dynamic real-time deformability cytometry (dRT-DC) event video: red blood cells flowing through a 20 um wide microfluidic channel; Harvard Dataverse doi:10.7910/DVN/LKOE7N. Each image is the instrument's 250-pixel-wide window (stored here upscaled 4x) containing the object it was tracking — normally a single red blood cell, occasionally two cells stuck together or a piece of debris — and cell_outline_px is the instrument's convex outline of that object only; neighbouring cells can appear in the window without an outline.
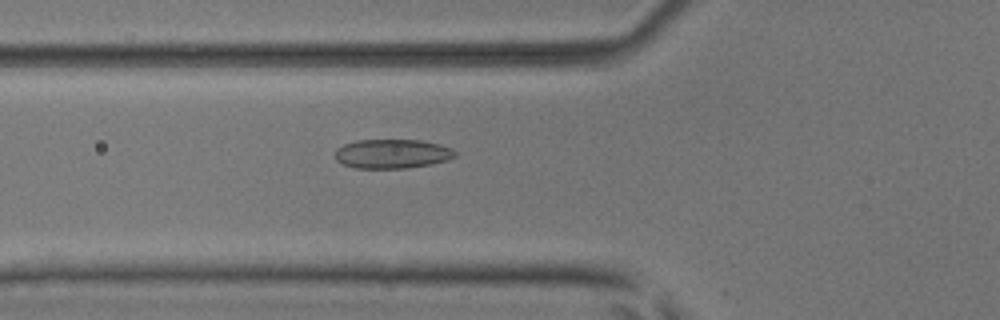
{"species": "common noctule bat (a hibernating species)", "species_latin": "Nyctalus noctula", "temperature_condition": "room temperature", "stored_images_in_passage": 46, "camera_frame_rate_fps": 3000, "um_per_image_px": 0.085, "animal": {"sex": "male", "body_mass_g": 17.9, "forearm_length_mm": 54.2}, "frame": {"image": 1, "passage_image": 14, "time_ms": 4.333, "image_size_px": [1000, 320], "cell_outline_px": [[456, 156], [448, 160], [432, 164], [404, 168], [356, 168], [344, 164], [336, 160], [336, 148], [344, 144], [356, 140], [420, 140], [440, 144], [452, 148], [456, 152]], "centroid_in_image_um": [33.36, 13.07], "position_along_channel_um": 92.4, "area_um2": 20.46}}
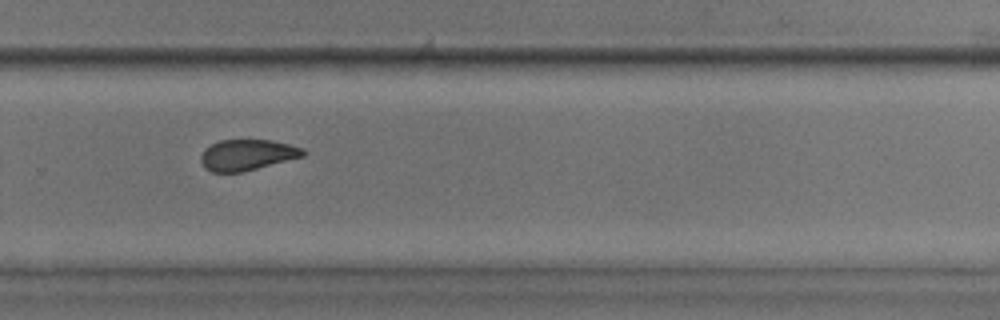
{"frame": {"image": 2, "passage_image": 30, "time_ms": 9.667, "image_size_px": [1000, 320], "cell_outline_px": [[308, 152], [304, 156], [244, 172], [212, 172], [204, 168], [200, 160], [200, 156], [204, 148], [220, 140], [272, 140], [304, 148]], "centroid_in_image_um": [21.01, 13.17], "position_along_channel_um": 308.8, "area_um2": 18.61}}
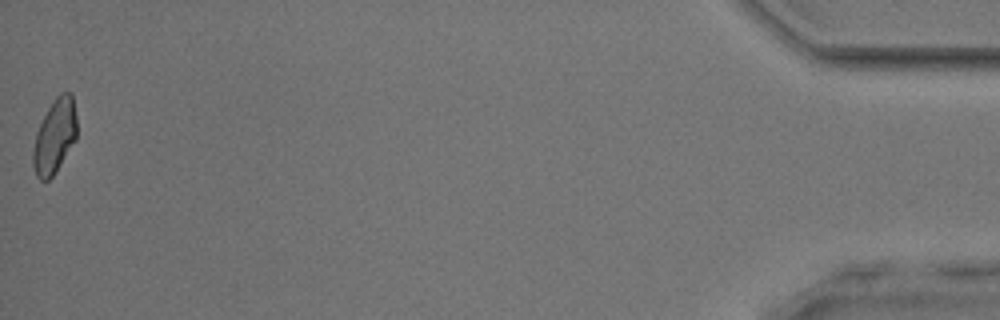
{"frame": {"image": 3, "passage_image": 46, "time_ms": 15.0, "image_size_px": [1000, 320], "cell_outline_px": [[76, 140], [56, 172], [48, 180], [40, 180], [36, 176], [32, 164], [32, 152], [36, 132], [48, 108], [56, 96], [60, 92], [72, 92], [76, 116]], "centroid_in_image_um": [4.64, 11.59], "position_along_channel_um": 430.6, "area_um2": 19.07}, "authors_computed_cell_mechanics": {"area_um2": 19.3052, "velocity_mm_per_s": 4.0642, "shape_relaxation_time_tau1_ms": null, "shape_relaxation_time_tau2_ms": 2.7666, "deformation_change_tau1": null, "deformation_change_tau2": 0.088}}